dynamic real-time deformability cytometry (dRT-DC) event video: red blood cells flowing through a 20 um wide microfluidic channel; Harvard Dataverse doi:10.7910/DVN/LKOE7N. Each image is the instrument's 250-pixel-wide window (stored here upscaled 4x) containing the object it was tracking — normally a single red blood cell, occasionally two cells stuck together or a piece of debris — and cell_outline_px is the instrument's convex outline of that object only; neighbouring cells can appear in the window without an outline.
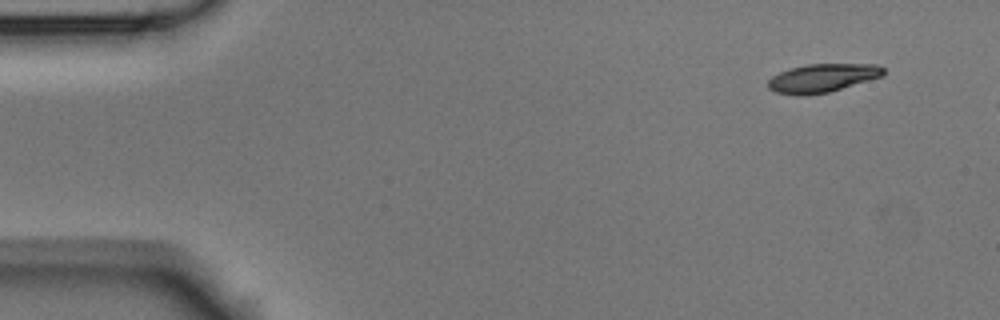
{"species": "Egyptian fruit bat (a non-hibernating species)", "species_latin": "Rousettus aegyptiacus", "temperature_condition": "room temperature", "stored_images_in_passage": 3, "camera_frame_rate_fps": 3000, "um_per_image_px": 0.085, "animal": {"sex": "male"}, "frame": {"image": 1, "passage_image": 1, "time_ms": 0.0, "image_size_px": [1000, 320], "cell_outline_px": [[884, 76], [828, 92], [804, 96], [796, 96], [776, 92], [768, 88], [768, 80], [772, 76], [780, 72], [792, 68], [808, 64], [876, 64], [884, 68]], "centroid_in_image_um": [69.9, 6.64], "position_along_channel_um": 15.1, "area_um2": 19.13}}